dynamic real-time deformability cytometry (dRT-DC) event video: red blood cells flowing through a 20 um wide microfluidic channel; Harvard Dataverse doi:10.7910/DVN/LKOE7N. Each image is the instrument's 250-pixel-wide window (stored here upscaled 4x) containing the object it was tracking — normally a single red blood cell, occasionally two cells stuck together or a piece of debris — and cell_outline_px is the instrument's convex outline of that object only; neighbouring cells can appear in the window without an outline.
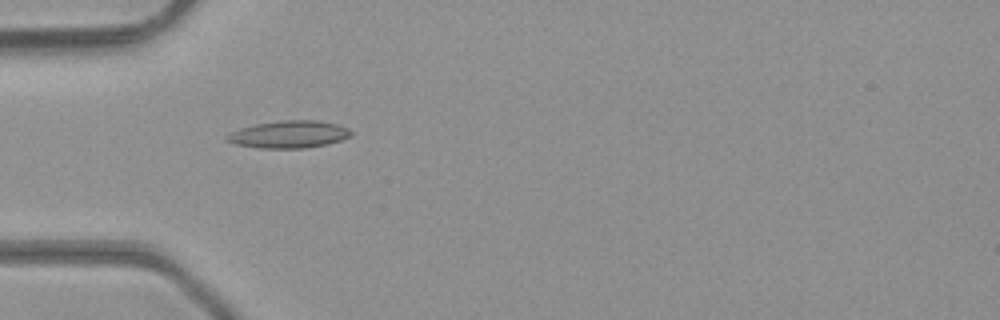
{"species": "common noctule bat (a hibernating species)", "species_latin": "Nyctalus noctula", "temperature_condition": "room temperature", "stored_images_in_passage": 3, "camera_frame_rate_fps": 3000, "um_per_image_px": 0.085, "animal": {"sex": "male", "body_mass_g": 23.1, "forearm_length_mm": 52.7}, "frame": {"image": 1, "passage_image": 1, "time_ms": 0.0, "image_size_px": [1000, 320], "cell_outline_px": [[352, 136], [328, 144], [304, 148], [260, 148], [236, 144], [228, 140], [224, 136], [240, 128], [256, 124], [280, 120], [316, 120], [336, 124], [348, 128], [352, 132]], "centroid_in_image_um": [24.58, 11.42], "position_along_channel_um": 60.4, "area_um2": 19.65}}
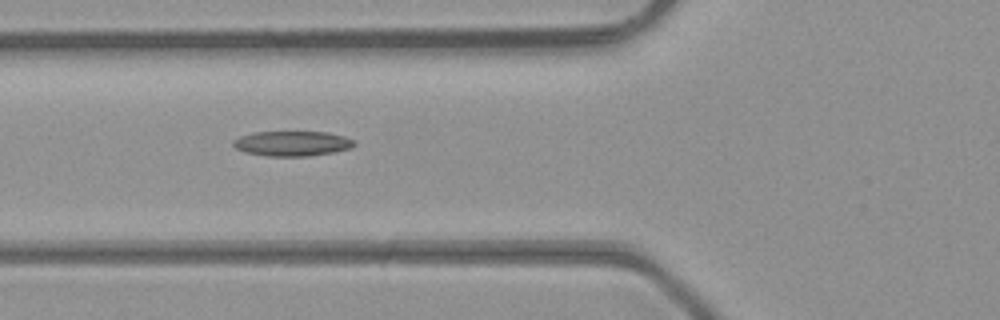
{"frame": {"image": 2, "passage_image": 2, "time_ms": 0.333, "image_size_px": [1000, 320], "cell_outline_px": [[356, 144], [352, 148], [336, 152], [308, 156], [268, 156], [244, 152], [236, 148], [232, 144], [232, 140], [240, 136], [252, 132], [328, 132], [344, 136], [356, 140]], "centroid_in_image_um": [24.87, 12.2], "position_along_channel_um": 100.9, "area_um2": 17.86}}
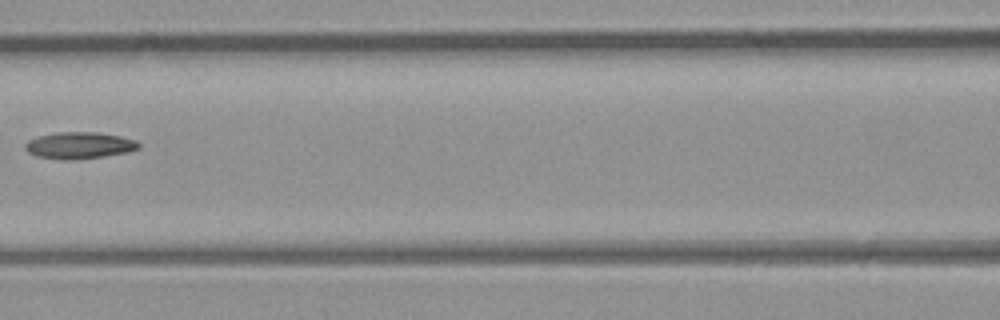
{"frame": {"image": 3, "passage_image": 3, "time_ms": 0.667, "image_size_px": [1000, 320], "cell_outline_px": [[140, 148], [128, 152], [104, 156], [72, 160], [64, 160], [36, 156], [28, 152], [24, 148], [24, 144], [28, 140], [36, 136], [56, 132], [100, 132], [120, 136], [136, 140], [140, 144]], "centroid_in_image_um": [6.72, 12.35], "position_along_channel_um": 159.9, "area_um2": 17.86}}